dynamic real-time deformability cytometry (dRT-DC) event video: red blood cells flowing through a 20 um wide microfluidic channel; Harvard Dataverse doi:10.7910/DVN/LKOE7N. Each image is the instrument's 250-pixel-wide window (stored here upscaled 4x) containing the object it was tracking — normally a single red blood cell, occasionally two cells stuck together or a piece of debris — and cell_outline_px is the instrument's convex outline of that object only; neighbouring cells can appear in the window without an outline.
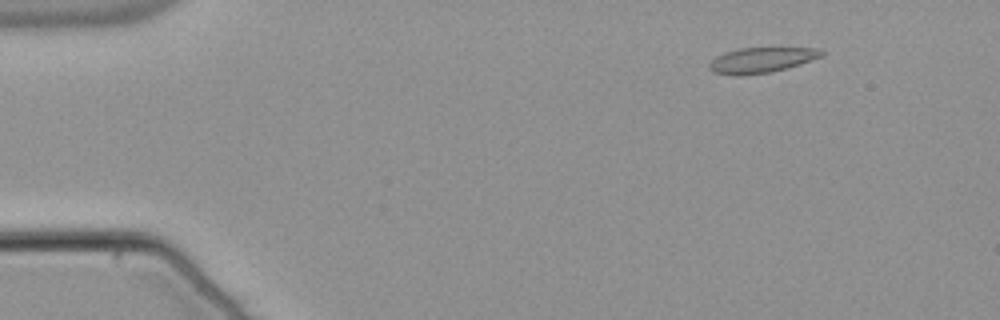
{"species": "common noctule bat (a hibernating species)", "species_latin": "Nyctalus noctula", "temperature_condition": "warm", "stored_images_in_passage": 54, "camera_frame_rate_fps": 3000, "um_per_image_px": 0.085, "animal": {"sex": "male", "body_mass_g": 21.5, "forearm_length_mm": 52.0}, "frame": {"image": 1, "passage_image": 7, "time_ms": 2.0, "image_size_px": [1000, 320], "cell_outline_px": [[824, 56], [788, 68], [772, 72], [740, 76], [736, 76], [712, 72], [708, 68], [708, 64], [716, 56], [724, 52], [740, 48], [820, 48], [824, 52]], "centroid_in_image_um": [64.71, 5.11], "position_along_channel_um": 20.3, "area_um2": 16.82}}
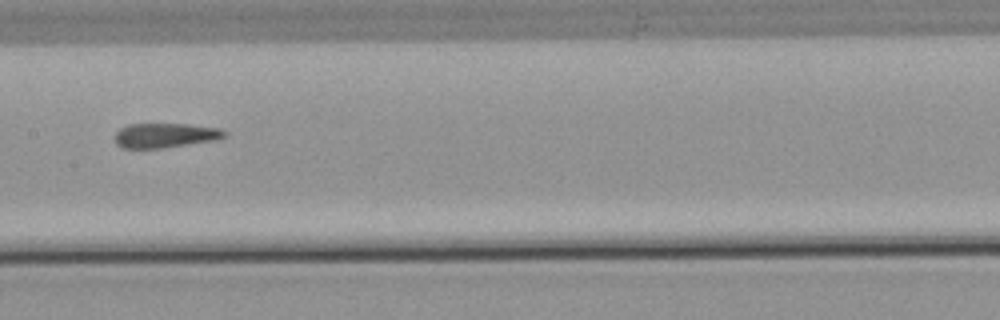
{"frame": {"image": 2, "passage_image": 28, "time_ms": 9.0, "image_size_px": [1000, 320], "cell_outline_px": [[228, 132], [224, 136], [216, 140], [160, 148], [124, 148], [116, 144], [116, 132], [120, 128], [128, 124], [188, 124], [220, 128]], "centroid_in_image_um": [14.05, 11.5], "position_along_channel_um": 193.4, "area_um2": 15.61}}
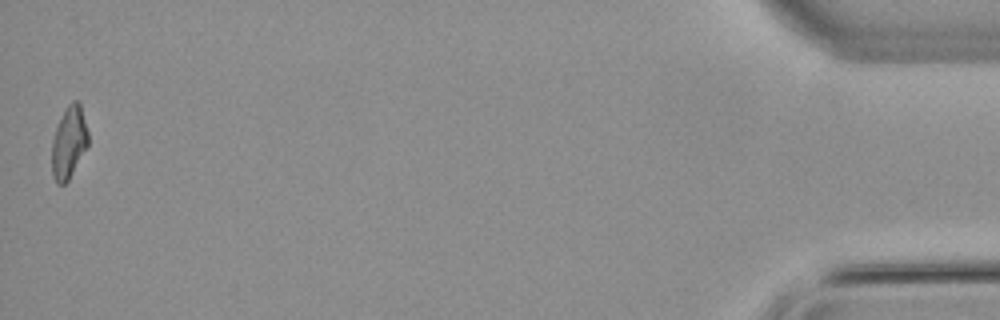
{"frame": {"image": 3, "passage_image": 54, "time_ms": 17.667, "image_size_px": [1000, 320], "cell_outline_px": [[88, 144], [68, 180], [64, 184], [56, 184], [52, 176], [52, 140], [56, 128], [68, 104], [72, 100], [80, 100], [88, 132]], "centroid_in_image_um": [5.85, 12.09], "position_along_channel_um": 429.3, "area_um2": 15.14}, "authors_computed_cell_mechanics": {"area_um2": 16.6175, "velocity_mm_per_s": 3.8226, "shape_relaxation_time_tau1_ms": null, "shape_relaxation_time_tau2_ms": 1.272, "deformation_change_tau1": null, "deformation_change_tau2": 0.0672}}